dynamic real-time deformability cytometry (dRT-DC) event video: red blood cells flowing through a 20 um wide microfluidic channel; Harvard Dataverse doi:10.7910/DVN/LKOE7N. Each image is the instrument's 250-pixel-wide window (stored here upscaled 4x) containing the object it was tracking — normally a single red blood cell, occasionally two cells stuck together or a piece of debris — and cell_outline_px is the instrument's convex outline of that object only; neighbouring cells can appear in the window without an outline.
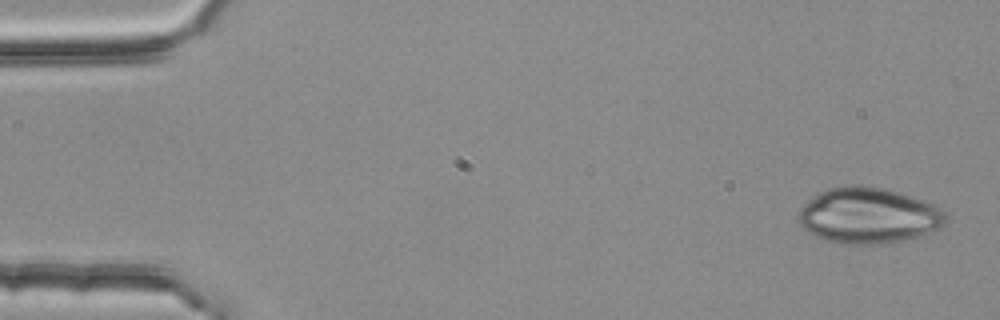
{"species": "common noctule bat (a hibernating species)", "species_latin": "Nyctalus noctula", "temperature_condition": "room temperature", "stored_images_in_passage": 3, "camera_frame_rate_fps": 3000, "um_per_image_px": 0.085, "animal": {"sex": "female", "body_mass_g": 25.1}, "frame": {"image": 1, "passage_image": 3, "time_ms": 0.667, "image_size_px": [1000, 320], "cell_outline_px": [[944, 224], [940, 228], [904, 240], [880, 244], [848, 244], [828, 240], [816, 236], [808, 232], [800, 224], [800, 208], [812, 196], [828, 188], [844, 184], [860, 184], [888, 188], [900, 192], [932, 204], [940, 208], [944, 212]], "centroid_in_image_um": [73.79, 18.29], "position_along_channel_um": 11.2, "area_um2": 47.74}}